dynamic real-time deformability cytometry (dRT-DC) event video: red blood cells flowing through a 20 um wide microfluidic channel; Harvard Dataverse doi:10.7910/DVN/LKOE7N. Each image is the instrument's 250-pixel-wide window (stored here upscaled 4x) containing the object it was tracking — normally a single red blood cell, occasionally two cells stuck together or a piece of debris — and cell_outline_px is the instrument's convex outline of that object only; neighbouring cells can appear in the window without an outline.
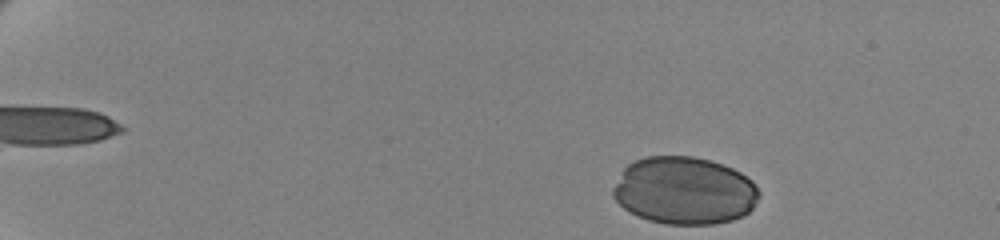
{"species": "human", "species_latin": "Homo sapiens", "temperature_condition": "cold", "stored_images_in_passage": 46, "camera_frame_rate_fps": 3000, "um_per_image_px": 0.085, "donor": {"sex": "female"}, "frame": {"image": 1, "passage_image": 1, "time_ms": 0.0, "image_size_px": [1000, 240], "cell_outline_px": [[760, 196], [752, 208], [748, 212], [732, 220], [716, 224], [664, 224], [648, 220], [636, 216], [624, 208], [612, 196], [612, 188], [624, 168], [628, 164], [636, 160], [648, 156], [692, 156], [708, 160], [732, 168], [740, 172], [752, 180], [760, 192]], "centroid_in_image_um": [58.16, 16.21], "position_along_channel_um": 26.8, "area_um2": 57.57}}
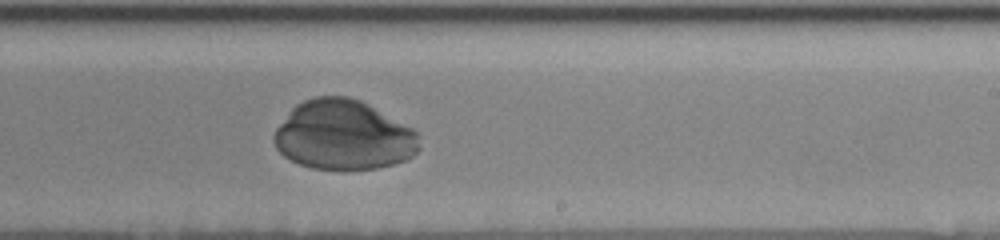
{"frame": {"image": 2, "passage_image": 32, "time_ms": 10.333, "image_size_px": [1000, 240], "cell_outline_px": [[420, 148], [408, 160], [376, 168], [312, 168], [300, 164], [284, 156], [276, 148], [272, 140], [272, 136], [276, 128], [292, 108], [296, 104], [304, 100], [316, 96], [348, 96], [360, 100], [368, 104], [412, 128], [416, 132]], "centroid_in_image_um": [29.17, 11.47], "position_along_channel_um": 259.8, "area_um2": 58.61}}
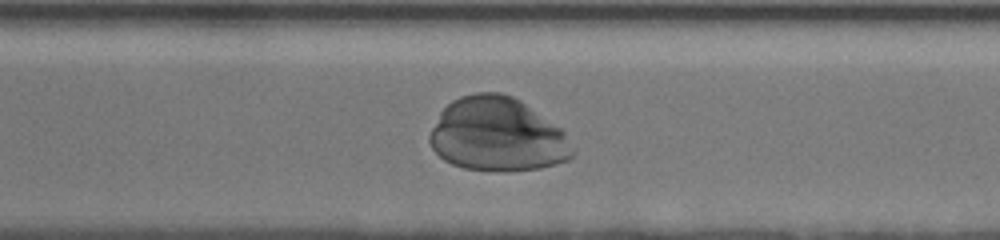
{"frame": {"image": 3, "passage_image": 38, "time_ms": 12.333, "image_size_px": [1000, 240], "cell_outline_px": [[576, 152], [568, 160], [556, 164], [540, 168], [464, 168], [452, 164], [444, 160], [432, 148], [428, 140], [428, 136], [440, 112], [452, 100], [460, 96], [476, 92], [500, 92], [512, 96], [520, 100], [560, 128], [564, 132], [576, 148]], "centroid_in_image_um": [42.28, 11.4], "position_along_channel_um": 328.3, "area_um2": 60.69}}